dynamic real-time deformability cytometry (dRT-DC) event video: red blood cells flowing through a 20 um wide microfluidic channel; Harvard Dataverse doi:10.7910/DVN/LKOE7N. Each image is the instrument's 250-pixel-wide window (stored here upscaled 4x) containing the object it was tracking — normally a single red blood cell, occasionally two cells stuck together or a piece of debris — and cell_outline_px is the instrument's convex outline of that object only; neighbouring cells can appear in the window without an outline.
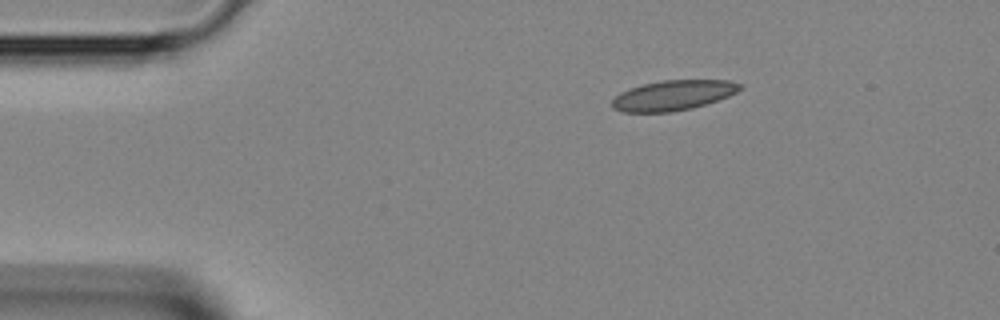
{"species": "Egyptian fruit bat (a non-hibernating species)", "species_latin": "Rousettus aegyptiacus", "temperature_condition": "room temperature", "stored_images_in_passage": 37, "camera_frame_rate_fps": 3000, "um_per_image_px": 0.085, "animal": {"sex": "female"}, "frame": {"image": 1, "passage_image": 1, "time_ms": 0.0, "image_size_px": [1000, 320], "cell_outline_px": [[744, 88], [728, 96], [692, 108], [672, 112], [624, 112], [612, 108], [612, 100], [620, 92], [628, 88], [640, 84], [660, 80], [728, 80], [744, 84]], "centroid_in_image_um": [57.21, 8.09], "position_along_channel_um": 27.8, "area_um2": 22.6}}
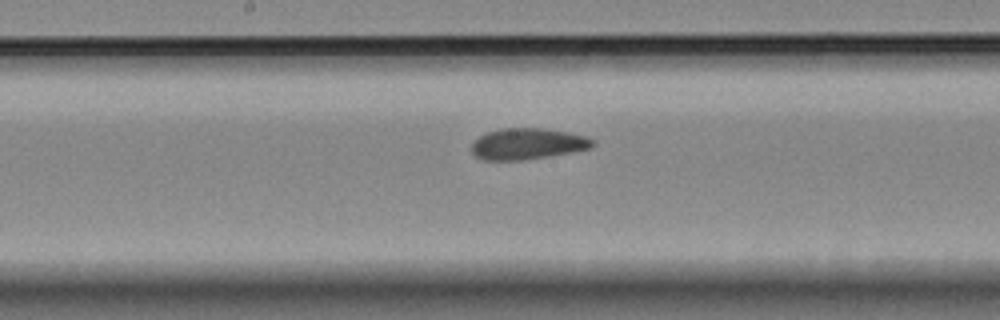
{"frame": {"image": 2, "passage_image": 16, "time_ms": 5.0, "image_size_px": [1000, 320], "cell_outline_px": [[596, 144], [592, 148], [572, 152], [524, 160], [484, 160], [476, 156], [472, 152], [472, 144], [480, 136], [488, 132], [500, 128], [544, 128], [568, 132], [584, 136], [596, 140]], "centroid_in_image_um": [44.89, 12.22], "position_along_channel_um": 203.3, "area_um2": 22.02}}
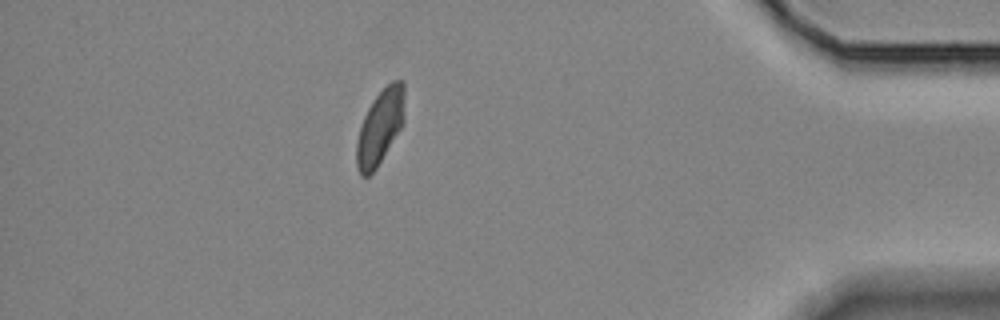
{"frame": {"image": 3, "passage_image": 32, "time_ms": 10.333, "image_size_px": [1000, 320], "cell_outline_px": [[404, 124], [376, 168], [368, 176], [360, 176], [356, 168], [356, 144], [360, 128], [364, 116], [368, 108], [376, 96], [392, 80], [404, 80]], "centroid_in_image_um": [32.31, 10.8], "position_along_channel_um": 402.9, "area_um2": 20.92}}